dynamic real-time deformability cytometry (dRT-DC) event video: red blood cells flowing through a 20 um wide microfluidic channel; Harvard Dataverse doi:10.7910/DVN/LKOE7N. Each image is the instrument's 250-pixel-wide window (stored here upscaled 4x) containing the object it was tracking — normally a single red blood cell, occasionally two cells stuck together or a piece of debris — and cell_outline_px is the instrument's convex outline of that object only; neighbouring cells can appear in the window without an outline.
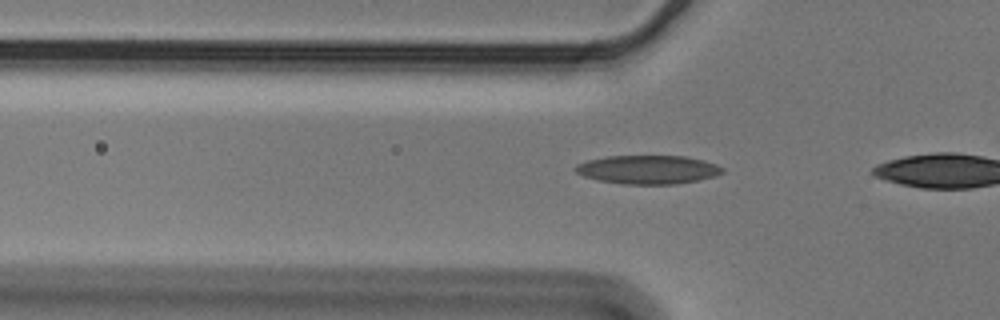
{"species": "Egyptian fruit bat (a non-hibernating species)", "species_latin": "Rousettus aegyptiacus", "temperature_condition": "cold", "stored_images_in_passage": 5, "camera_frame_rate_fps": 3000, "um_per_image_px": 0.085, "animal": {"sex": "male"}, "frame": {"image": 1, "passage_image": 4, "time_ms": 1.0, "image_size_px": [1000, 320], "cell_outline_px": [[724, 172], [716, 176], [676, 184], [620, 184], [600, 180], [584, 176], [576, 172], [572, 168], [576, 164], [588, 160], [608, 156], [684, 156], [704, 160], [716, 164], [724, 168]], "centroid_in_image_um": [55.08, 14.41], "position_along_channel_um": 70.7, "area_um2": 24.57}}